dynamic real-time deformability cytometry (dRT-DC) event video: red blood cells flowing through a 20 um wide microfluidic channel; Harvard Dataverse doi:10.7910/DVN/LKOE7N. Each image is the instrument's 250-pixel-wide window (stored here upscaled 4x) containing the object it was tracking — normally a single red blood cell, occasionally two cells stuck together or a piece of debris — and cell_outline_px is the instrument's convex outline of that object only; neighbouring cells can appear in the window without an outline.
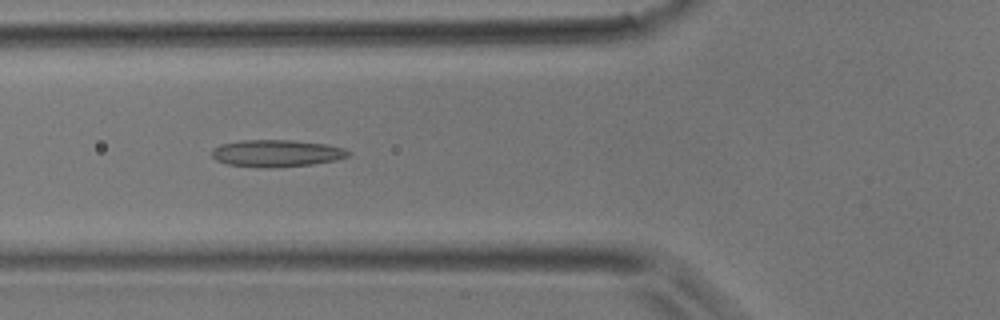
{"species": "common noctule bat (a hibernating species)", "species_latin": "Nyctalus noctula", "temperature_condition": "room temperature", "stored_images_in_passage": 44, "camera_frame_rate_fps": 3000, "um_per_image_px": 0.085, "animal": {"sex": "male", "body_mass_g": 17.9}, "frame": {"image": 1, "passage_image": 16, "time_ms": 5.0, "image_size_px": [1000, 320], "cell_outline_px": [[352, 156], [336, 160], [312, 164], [264, 168], [228, 164], [216, 160], [212, 156], [212, 148], [220, 144], [240, 140], [292, 140], [324, 144], [344, 148], [352, 152]], "centroid_in_image_um": [23.52, 13.02], "position_along_channel_um": 102.3, "area_um2": 21.56}}
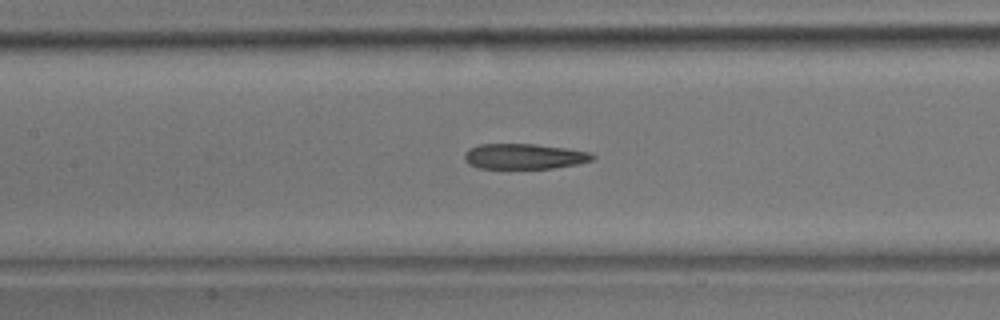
{"frame": {"image": 2, "passage_image": 20, "time_ms": 6.333, "image_size_px": [1000, 320], "cell_outline_px": [[596, 156], [592, 160], [576, 164], [552, 168], [480, 168], [468, 164], [464, 160], [464, 152], [468, 148], [480, 144], [536, 144], [568, 148], [588, 152]], "centroid_in_image_um": [44.52, 13.28], "position_along_channel_um": 162.9, "area_um2": 18.96}}
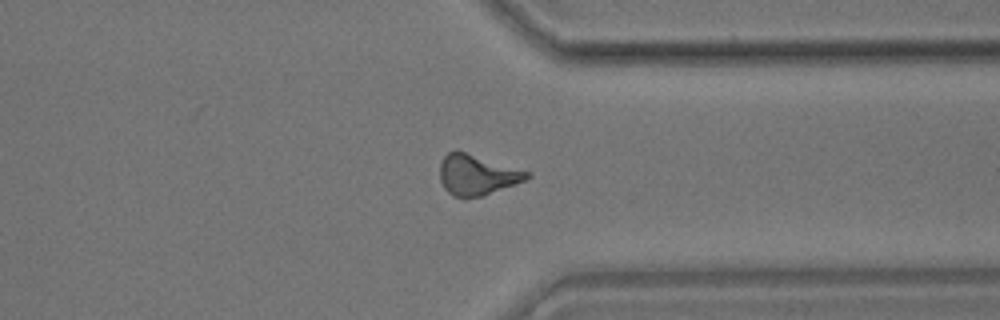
{"frame": {"image": 3, "passage_image": 34, "time_ms": 11.0, "image_size_px": [1000, 320], "cell_outline_px": [[532, 176], [524, 180], [484, 196], [464, 200], [452, 196], [444, 188], [440, 180], [440, 164], [444, 156], [448, 152], [456, 148], [532, 172]], "centroid_in_image_um": [40.53, 14.86], "position_along_channel_um": 370.9, "area_um2": 21.21}}